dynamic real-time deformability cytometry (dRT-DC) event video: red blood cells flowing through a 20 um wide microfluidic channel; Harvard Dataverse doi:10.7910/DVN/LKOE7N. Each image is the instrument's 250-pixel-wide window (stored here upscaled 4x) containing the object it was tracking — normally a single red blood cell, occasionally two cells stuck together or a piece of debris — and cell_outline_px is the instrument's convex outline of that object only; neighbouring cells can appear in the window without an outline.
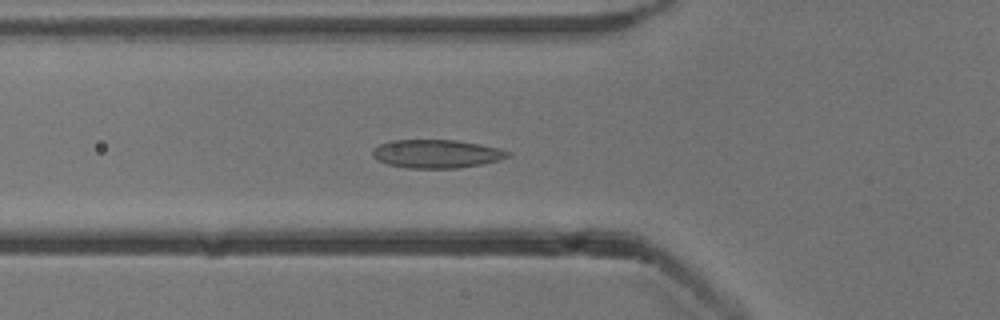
{"species": "common noctule bat (a hibernating species)", "species_latin": "Nyctalus noctula", "temperature_condition": "cold", "stored_images_in_passage": 56, "camera_frame_rate_fps": 3000, "um_per_image_px": 0.085, "animal": {"sex": "male", "body_mass_g": 13.3}, "frame": {"image": 1, "passage_image": 20, "time_ms": 6.333, "image_size_px": [1000, 320], "cell_outline_px": [[512, 152], [508, 156], [500, 160], [480, 164], [456, 168], [408, 168], [388, 164], [372, 156], [372, 148], [388, 140], [456, 140], [480, 144], [500, 148]], "centroid_in_image_um": [37.1, 13.06], "position_along_channel_um": 88.7, "area_um2": 22.37}}
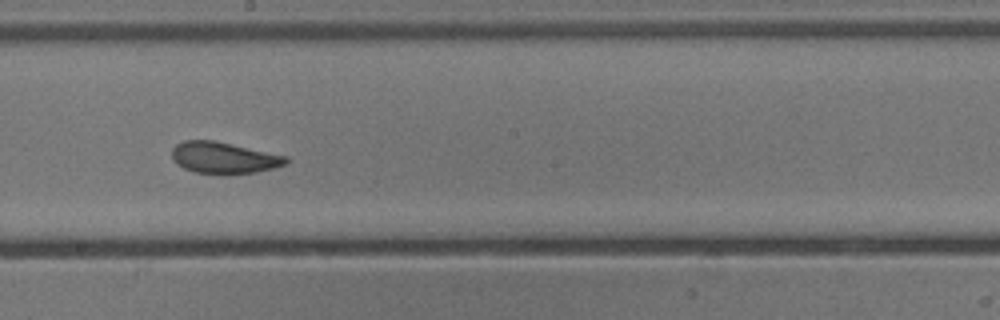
{"frame": {"image": 2, "passage_image": 31, "time_ms": 10.0, "image_size_px": [1000, 320], "cell_outline_px": [[288, 164], [256, 172], [224, 176], [220, 176], [196, 172], [184, 168], [176, 164], [172, 160], [172, 148], [176, 144], [184, 140], [216, 140], [288, 156]], "centroid_in_image_um": [19.02, 13.43], "position_along_channel_um": 229.2, "area_um2": 21.56}}
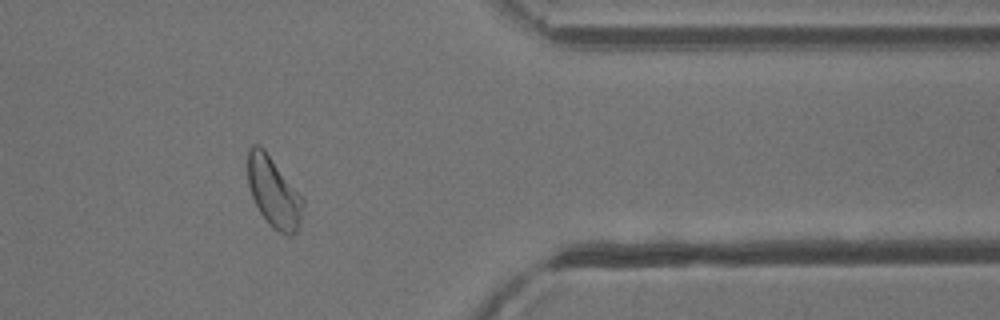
{"frame": {"image": 3, "passage_image": 45, "time_ms": 14.667, "image_size_px": [1000, 320], "cell_outline_px": [[304, 204], [300, 220], [296, 232], [292, 236], [288, 236], [280, 232], [260, 212], [252, 196], [248, 184], [248, 148], [252, 144], [260, 144], [264, 148], [304, 200]], "centroid_in_image_um": [23.25, 16.29], "position_along_channel_um": 388.1, "area_um2": 22.08}, "authors_computed_cell_mechanics": {"area_um2": 22.4264, "velocity_mm_per_s": 3.8138, "shape_relaxation_time_tau1_ms": 6.863, "shape_relaxation_time_tau2_ms": 1.6672, "deformation_change_tau1": 0.158, "deformation_change_tau2": 0.0703}}